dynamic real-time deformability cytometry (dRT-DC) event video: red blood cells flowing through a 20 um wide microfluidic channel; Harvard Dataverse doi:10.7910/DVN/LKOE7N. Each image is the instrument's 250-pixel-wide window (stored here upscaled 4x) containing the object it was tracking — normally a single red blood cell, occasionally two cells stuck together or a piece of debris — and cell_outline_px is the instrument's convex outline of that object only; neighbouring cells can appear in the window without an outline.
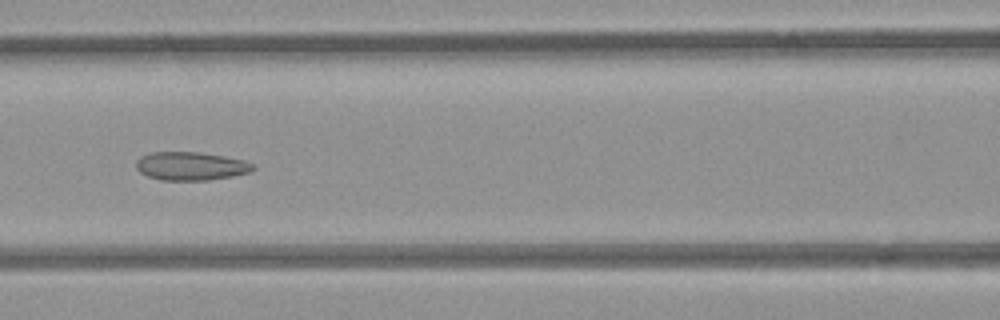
{"species": "common noctule bat (a hibernating species)", "species_latin": "Nyctalus noctula", "temperature_condition": "room temperature", "stored_images_in_passage": 9, "camera_frame_rate_fps": 3000, "um_per_image_px": 0.085, "animal": {"sex": "female", "body_mass_g": 21.9}, "frame": {"image": 1, "passage_image": 7, "time_ms": 2.0, "image_size_px": [1000, 320], "cell_outline_px": [[256, 168], [252, 172], [232, 176], [208, 180], [160, 180], [148, 176], [140, 172], [136, 168], [136, 160], [140, 156], [152, 152], [200, 152], [224, 156], [244, 160], [256, 164]], "centroid_in_image_um": [16.25, 14.11], "position_along_channel_um": 150.3, "area_um2": 19.54}}
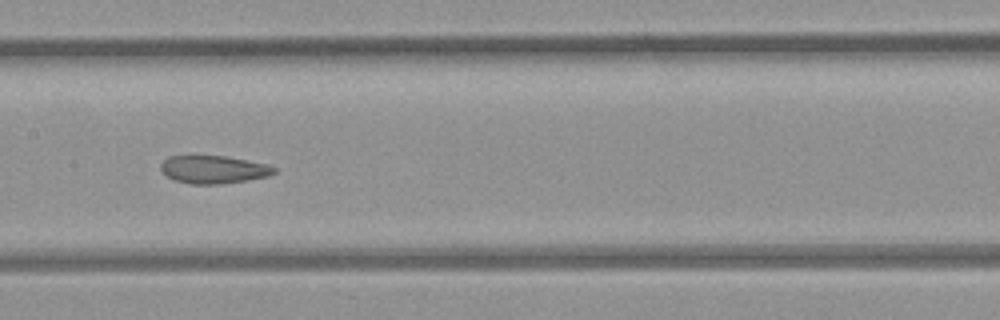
{"frame": {"image": 2, "passage_image": 8, "time_ms": 2.333, "image_size_px": [1000, 320], "cell_outline_px": [[276, 172], [268, 176], [248, 180], [220, 184], [192, 184], [172, 180], [160, 168], [160, 164], [168, 156], [224, 156], [264, 164], [276, 168]], "centroid_in_image_um": [18.12, 14.42], "position_along_channel_um": 189.3, "area_um2": 18.21}}
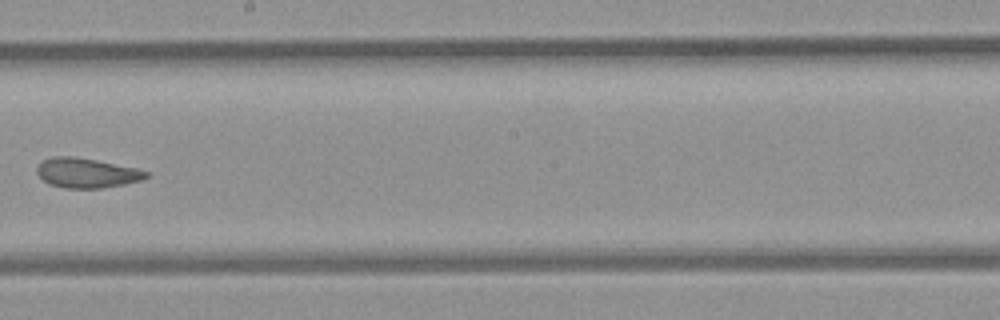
{"frame": {"image": 3, "passage_image": 9, "time_ms": 2.667, "image_size_px": [1000, 320], "cell_outline_px": [[148, 176], [140, 180], [124, 184], [100, 188], [64, 188], [52, 184], [44, 180], [36, 172], [36, 168], [44, 160], [52, 156], [72, 156], [96, 160], [136, 168], [148, 172]], "centroid_in_image_um": [7.35, 14.69], "position_along_channel_um": 240.8, "area_um2": 18.61}}